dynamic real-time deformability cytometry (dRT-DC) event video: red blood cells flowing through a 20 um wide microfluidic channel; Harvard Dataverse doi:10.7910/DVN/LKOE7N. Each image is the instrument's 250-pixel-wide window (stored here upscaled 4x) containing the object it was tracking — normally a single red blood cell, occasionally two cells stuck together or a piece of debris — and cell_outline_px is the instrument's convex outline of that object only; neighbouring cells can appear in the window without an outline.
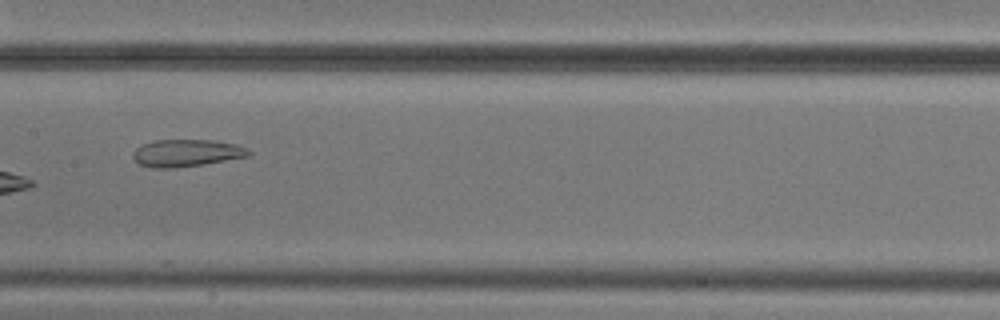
{"species": "common noctule bat (a hibernating species)", "species_latin": "Nyctalus noctula", "temperature_condition": "cold", "stored_images_in_passage": 9, "camera_frame_rate_fps": 3000, "um_per_image_px": 0.085, "animal": {"sex": "male", "body_mass_g": 20.5, "forearm_length_mm": 52.5}, "frame": {"image": 1, "passage_image": 7, "time_ms": 7.0, "image_size_px": [1000, 320], "cell_outline_px": [[252, 156], [204, 164], [172, 168], [152, 168], [140, 164], [132, 156], [132, 152], [136, 148], [144, 144], [156, 140], [212, 140], [236, 144], [248, 148], [252, 152]], "centroid_in_image_um": [15.9, 13.01], "position_along_channel_um": 191.5, "area_um2": 18.44}}
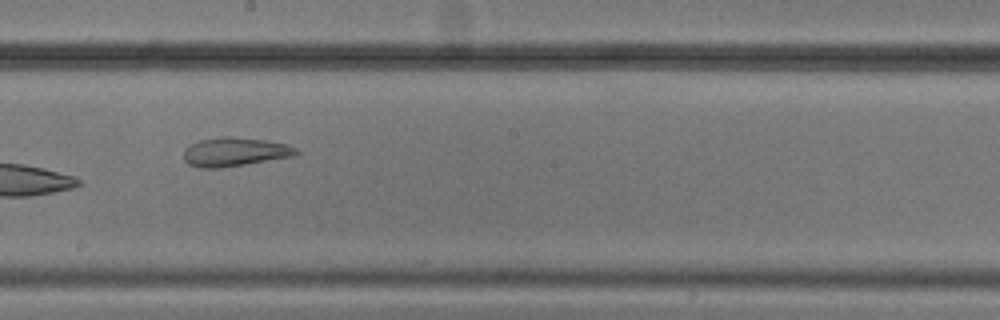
{"frame": {"image": 2, "passage_image": 8, "time_ms": 8.0, "image_size_px": [1000, 320], "cell_outline_px": [[300, 152], [296, 156], [220, 168], [200, 168], [188, 164], [184, 160], [184, 148], [200, 140], [224, 136], [232, 136], [264, 140], [288, 144], [296, 148]], "centroid_in_image_um": [19.97, 12.91], "position_along_channel_um": 228.2, "area_um2": 19.02}}
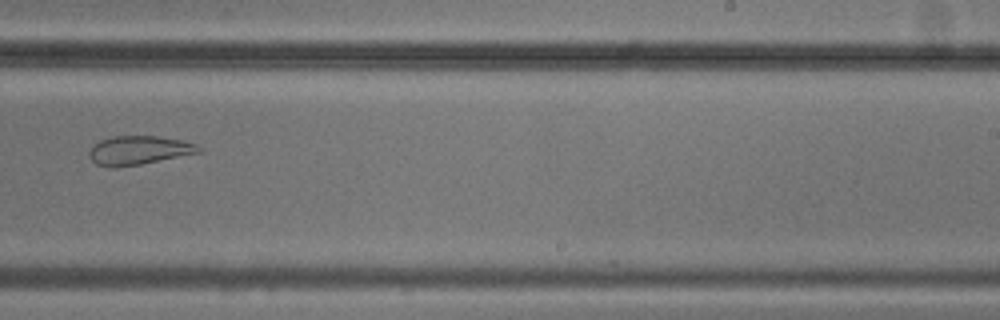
{"frame": {"image": 3, "passage_image": 9, "time_ms": 9.333, "image_size_px": [1000, 320], "cell_outline_px": [[204, 148], [200, 152], [140, 164], [112, 168], [96, 164], [88, 156], [88, 152], [100, 140], [112, 136], [156, 136], [184, 140], [196, 144]], "centroid_in_image_um": [11.81, 12.77], "position_along_channel_um": 277.2, "area_um2": 18.32}}